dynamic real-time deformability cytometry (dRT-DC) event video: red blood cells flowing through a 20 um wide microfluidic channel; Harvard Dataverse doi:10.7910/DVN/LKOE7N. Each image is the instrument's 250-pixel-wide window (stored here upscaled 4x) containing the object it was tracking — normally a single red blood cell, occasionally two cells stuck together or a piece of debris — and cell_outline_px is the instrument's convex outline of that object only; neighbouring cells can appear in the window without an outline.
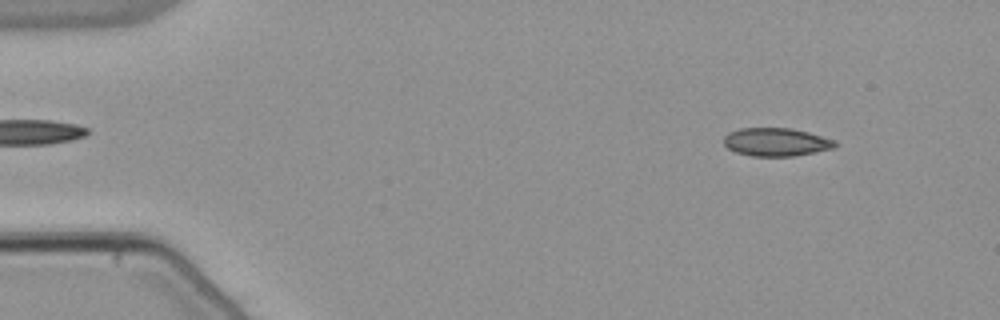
{"species": "common noctule bat (a hibernating species)", "species_latin": "Nyctalus noctula", "temperature_condition": "warm", "stored_images_in_passage": 52, "camera_frame_rate_fps": 3000, "um_per_image_px": 0.085, "animal": {"sex": "male", "body_mass_g": 21.5, "forearm_length_mm": 52.0}, "frame": {"image": 1, "passage_image": 5, "time_ms": 1.333, "image_size_px": [1000, 320], "cell_outline_px": [[840, 144], [832, 148], [792, 156], [752, 156], [736, 152], [728, 148], [724, 144], [724, 136], [728, 132], [740, 128], [792, 128], [808, 132], [836, 140]], "centroid_in_image_um": [65.97, 12.06], "position_along_channel_um": 19.0, "area_um2": 18.26}}
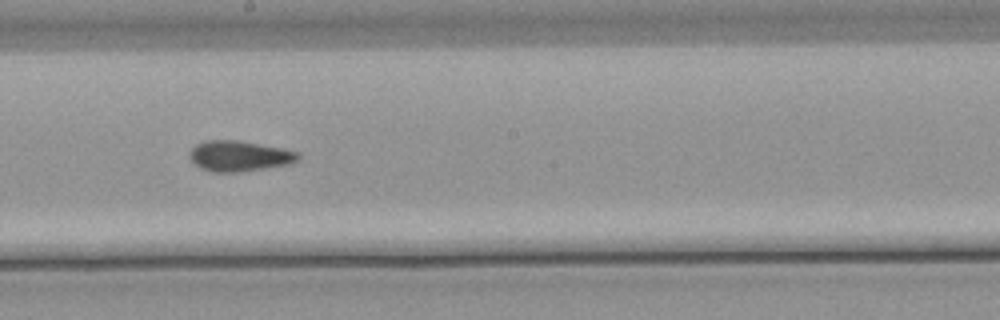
{"frame": {"image": 2, "passage_image": 29, "time_ms": 9.333, "image_size_px": [1000, 320], "cell_outline_px": [[300, 156], [296, 160], [288, 164], [264, 168], [236, 172], [212, 172], [200, 168], [192, 164], [188, 156], [188, 152], [196, 144], [204, 140], [240, 140], [280, 148], [296, 152]], "centroid_in_image_um": [20.23, 13.26], "position_along_channel_um": 228.0, "area_um2": 19.31}}
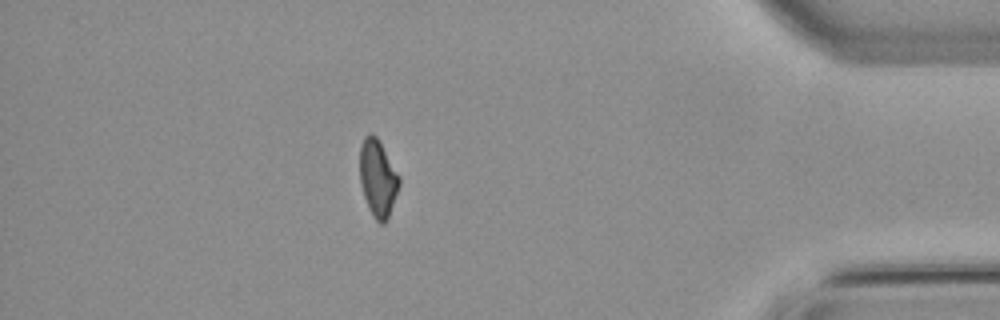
{"frame": {"image": 3, "passage_image": 46, "time_ms": 15.0, "image_size_px": [1000, 320], "cell_outline_px": [[400, 184], [388, 220], [384, 224], [380, 224], [372, 216], [368, 208], [360, 184], [360, 144], [364, 136], [372, 132], [376, 136], [400, 176]], "centroid_in_image_um": [32.11, 15.17], "position_along_channel_um": 403.1, "area_um2": 17.86}, "authors_computed_cell_mechanics": {"area_um2": 18.6694, "velocity_mm_per_s": 3.8407, "shape_relaxation_time_tau1_ms": null, "shape_relaxation_time_tau2_ms": 3.2793, "deformation_change_tau1": null, "deformation_change_tau2": 0.086}}